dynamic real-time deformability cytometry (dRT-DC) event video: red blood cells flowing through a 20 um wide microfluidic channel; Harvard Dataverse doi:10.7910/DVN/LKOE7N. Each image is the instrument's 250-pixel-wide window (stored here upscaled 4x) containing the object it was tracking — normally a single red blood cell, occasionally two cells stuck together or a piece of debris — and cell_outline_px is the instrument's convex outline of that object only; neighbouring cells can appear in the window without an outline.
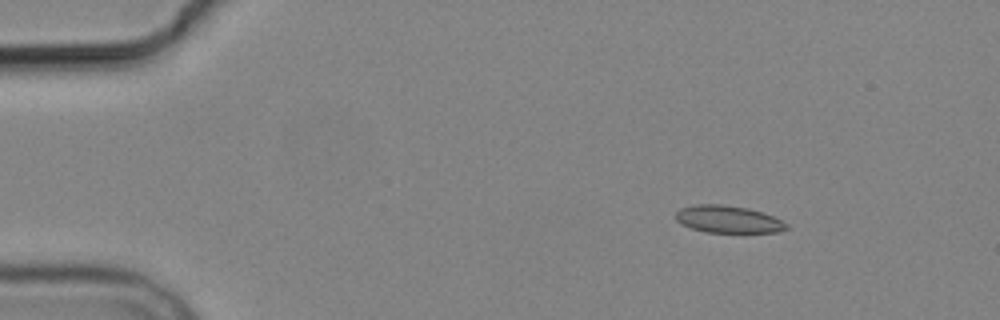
{"species": "common noctule bat (a hibernating species)", "species_latin": "Nyctalus noctula", "temperature_condition": "cold", "stored_images_in_passage": 4, "camera_frame_rate_fps": 3000, "um_per_image_px": 0.085, "animal": {"sex": "male", "body_mass_g": 19.2, "forearm_length_mm": 51.8}, "frame": {"image": 1, "passage_image": 2, "time_ms": 1.333, "image_size_px": [1000, 320], "cell_outline_px": [[788, 228], [780, 232], [704, 232], [680, 224], [676, 220], [676, 212], [680, 208], [696, 204], [724, 204], [748, 208], [772, 216], [788, 224]], "centroid_in_image_um": [61.86, 18.63], "position_along_channel_um": 23.1, "area_um2": 17.57}}
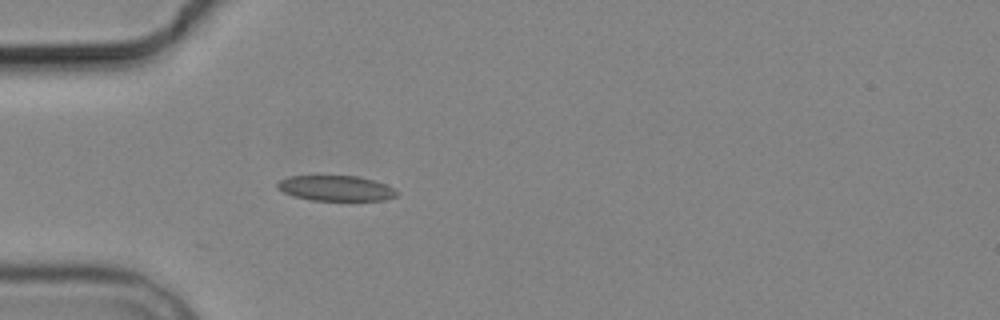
{"frame": {"image": 2, "passage_image": 4, "time_ms": 4.333, "image_size_px": [1000, 320], "cell_outline_px": [[400, 192], [396, 196], [384, 200], [312, 200], [296, 196], [284, 192], [276, 188], [276, 184], [280, 180], [288, 176], [356, 176], [372, 180], [384, 184]], "centroid_in_image_um": [28.54, 16.0], "position_along_channel_um": 56.5, "area_um2": 17.4}}